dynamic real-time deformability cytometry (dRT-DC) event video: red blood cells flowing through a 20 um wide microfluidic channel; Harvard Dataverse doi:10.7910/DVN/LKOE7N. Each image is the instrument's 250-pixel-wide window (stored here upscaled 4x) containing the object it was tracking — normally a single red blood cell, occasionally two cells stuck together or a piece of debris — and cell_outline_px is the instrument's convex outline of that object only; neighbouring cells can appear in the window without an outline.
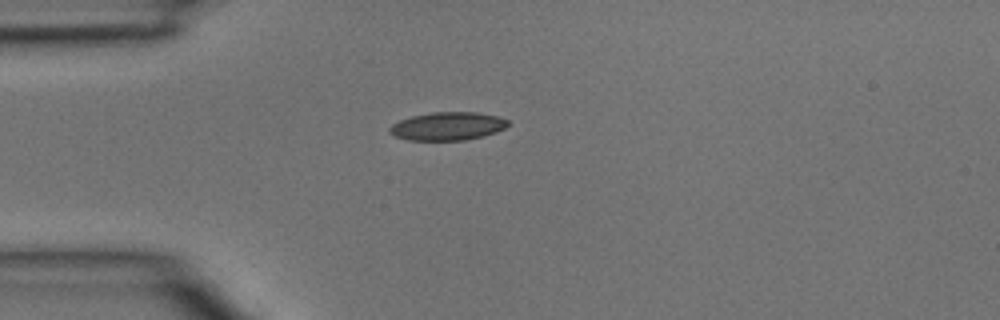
{"species": "common noctule bat (a hibernating species)", "species_latin": "Nyctalus noctula", "temperature_condition": "room temperature", "stored_images_in_passage": 1, "camera_frame_rate_fps": 3000, "um_per_image_px": 0.085, "animal": {"sex": "male", "body_mass_g": 15.6}, "frame": {"image": 1, "passage_image": 1, "time_ms": 0.0, "image_size_px": [1000, 320], "cell_outline_px": [[508, 124], [504, 128], [496, 132], [484, 136], [464, 140], [408, 140], [396, 136], [388, 132], [388, 128], [392, 124], [400, 120], [412, 116], [432, 112], [476, 112], [496, 116], [508, 120]], "centroid_in_image_um": [38.03, 10.72], "position_along_channel_um": 47.0, "area_um2": 19.36}}